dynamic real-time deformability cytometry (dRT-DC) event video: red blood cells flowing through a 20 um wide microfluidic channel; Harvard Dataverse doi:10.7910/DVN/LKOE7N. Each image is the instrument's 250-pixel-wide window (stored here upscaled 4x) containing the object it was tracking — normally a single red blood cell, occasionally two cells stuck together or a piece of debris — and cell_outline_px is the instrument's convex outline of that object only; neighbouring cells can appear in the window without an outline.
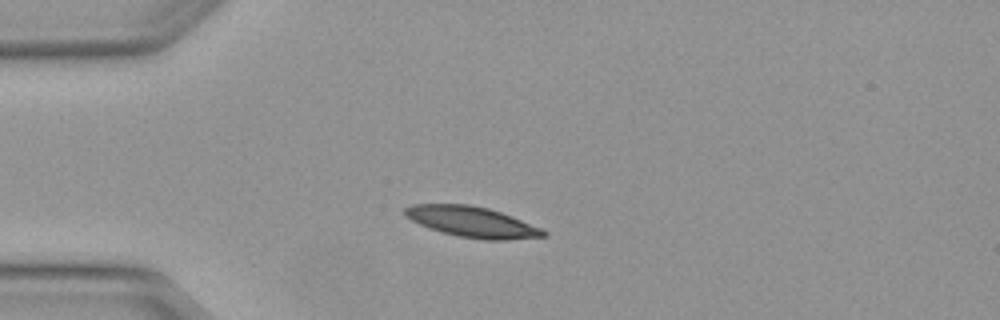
{"species": "Egyptian fruit bat (a non-hibernating species)", "species_latin": "Rousettus aegyptiacus", "temperature_condition": "warm", "stored_images_in_passage": 3, "camera_frame_rate_fps": 3000, "um_per_image_px": 0.085, "animal": {"sex": "female"}, "frame": {"image": 1, "passage_image": 1, "time_ms": 0.0, "image_size_px": [1000, 320], "cell_outline_px": [[548, 236], [508, 240], [484, 240], [456, 236], [428, 228], [404, 216], [404, 208], [412, 204], [468, 204], [488, 208], [512, 216], [540, 228], [548, 232]], "centroid_in_image_um": [40.12, 18.87], "position_along_channel_um": 44.9, "area_um2": 24.8}}
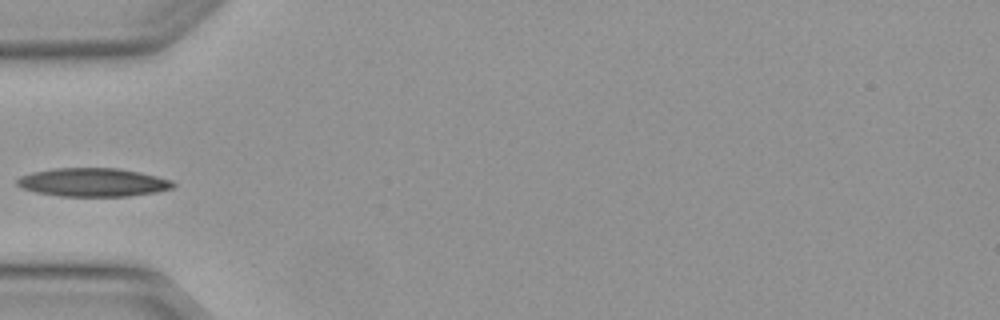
{"frame": {"image": 2, "passage_image": 2, "time_ms": 0.333, "image_size_px": [1000, 320], "cell_outline_px": [[176, 184], [172, 188], [156, 192], [128, 196], [60, 196], [36, 192], [20, 188], [16, 184], [16, 180], [20, 176], [32, 172], [52, 168], [120, 168], [140, 172], [172, 180]], "centroid_in_image_um": [7.88, 15.49], "position_along_channel_um": 77.1, "area_um2": 26.01}}
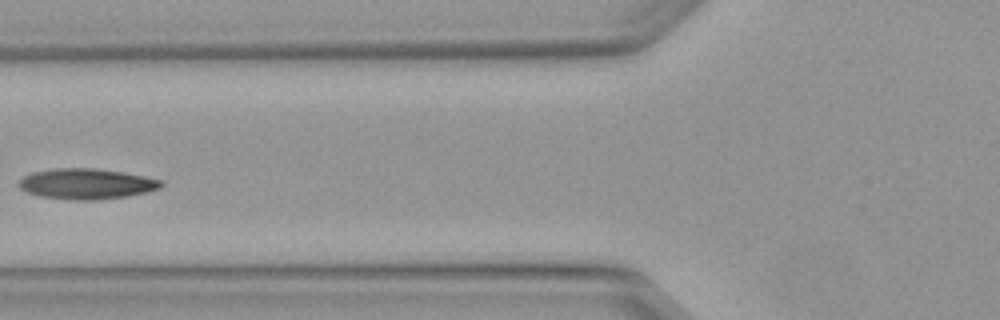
{"frame": {"image": 3, "passage_image": 3, "time_ms": 0.667, "image_size_px": [1000, 320], "cell_outline_px": [[164, 184], [160, 188], [148, 192], [128, 196], [96, 200], [76, 200], [40, 196], [28, 192], [20, 188], [16, 184], [24, 176], [32, 172], [56, 168], [96, 168], [144, 176], [164, 180]], "centroid_in_image_um": [7.38, 15.62], "position_along_channel_um": 118.4, "area_um2": 25.37}}